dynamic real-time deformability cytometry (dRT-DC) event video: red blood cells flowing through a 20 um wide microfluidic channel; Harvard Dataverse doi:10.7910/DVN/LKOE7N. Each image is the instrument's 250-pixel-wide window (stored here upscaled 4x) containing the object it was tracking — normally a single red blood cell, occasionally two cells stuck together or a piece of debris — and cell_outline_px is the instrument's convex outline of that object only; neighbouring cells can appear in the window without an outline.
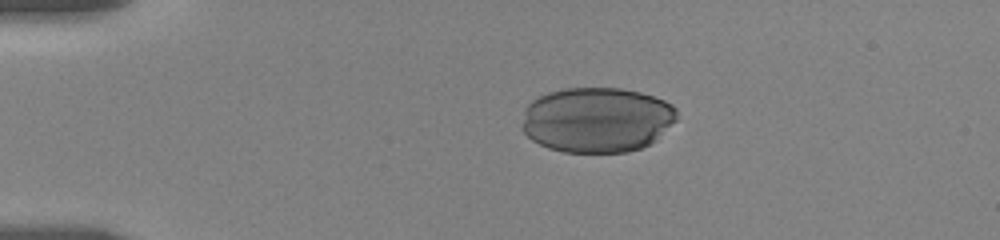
{"species": "human", "species_latin": "Homo sapiens", "temperature_condition": "room temperature", "stored_images_in_passage": 7, "camera_frame_rate_fps": 3000, "um_per_image_px": 0.085, "donor": {"sex": "female"}, "frame": {"image": 1, "passage_image": 1, "time_ms": 0.0, "image_size_px": [1000, 240], "cell_outline_px": [[676, 120], [652, 144], [628, 152], [564, 152], [548, 148], [532, 140], [524, 132], [524, 112], [528, 104], [532, 100], [548, 92], [564, 88], [620, 88], [640, 92], [664, 100], [672, 104], [676, 108]], "centroid_in_image_um": [50.76, 10.18], "position_along_channel_um": 34.2, "area_um2": 58.9}}